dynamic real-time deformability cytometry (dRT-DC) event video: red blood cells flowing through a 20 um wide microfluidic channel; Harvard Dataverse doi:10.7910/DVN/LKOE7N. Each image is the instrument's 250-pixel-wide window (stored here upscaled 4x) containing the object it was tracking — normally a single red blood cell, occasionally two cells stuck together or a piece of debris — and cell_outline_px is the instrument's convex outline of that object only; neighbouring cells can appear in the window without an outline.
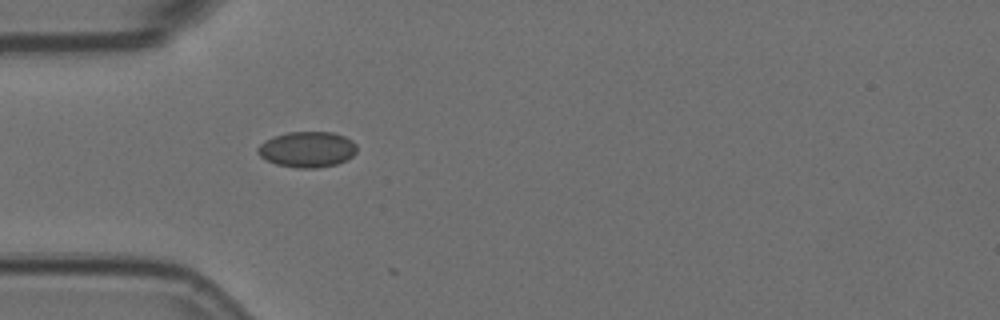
{"species": "Egyptian fruit bat (a non-hibernating species)", "species_latin": "Rousettus aegyptiacus", "temperature_condition": "room temperature", "stored_images_in_passage": 1, "camera_frame_rate_fps": 3000, "um_per_image_px": 0.085, "animal": {"sex": "female"}, "frame": {"image": 1, "passage_image": 1, "time_ms": 0.0, "image_size_px": [1000, 320], "cell_outline_px": [[356, 152], [348, 160], [336, 164], [316, 168], [296, 168], [276, 164], [260, 156], [256, 152], [256, 148], [264, 140], [272, 136], [288, 132], [332, 132], [344, 136], [352, 140], [356, 144]], "centroid_in_image_um": [26.1, 12.69], "position_along_channel_um": 58.9, "area_um2": 20.81}}